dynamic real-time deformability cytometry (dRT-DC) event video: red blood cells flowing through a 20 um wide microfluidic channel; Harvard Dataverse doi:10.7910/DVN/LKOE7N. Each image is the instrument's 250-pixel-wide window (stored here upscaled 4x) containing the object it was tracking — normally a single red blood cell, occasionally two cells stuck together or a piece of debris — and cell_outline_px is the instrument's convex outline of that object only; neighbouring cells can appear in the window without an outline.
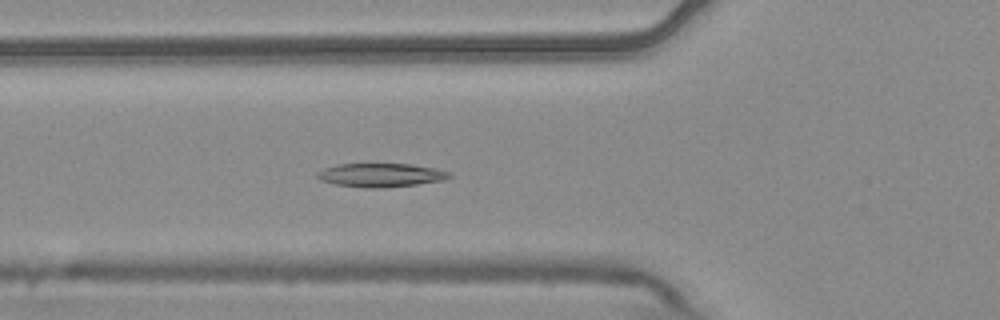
{"species": "common noctule bat (a hibernating species)", "species_latin": "Nyctalus noctula", "temperature_condition": "warm", "stored_images_in_passage": 6, "camera_frame_rate_fps": 3000, "um_per_image_px": 0.085, "animal": {"sex": "male", "body_mass_g": 20.4}, "frame": {"image": 1, "passage_image": 6, "time_ms": 1.667, "image_size_px": [1000, 320], "cell_outline_px": [[452, 176], [444, 180], [416, 184], [384, 188], [364, 188], [336, 184], [320, 180], [316, 176], [316, 172], [324, 168], [336, 164], [412, 164], [452, 172]], "centroid_in_image_um": [32.35, 14.88], "position_along_channel_um": 93.4, "area_um2": 18.26}}